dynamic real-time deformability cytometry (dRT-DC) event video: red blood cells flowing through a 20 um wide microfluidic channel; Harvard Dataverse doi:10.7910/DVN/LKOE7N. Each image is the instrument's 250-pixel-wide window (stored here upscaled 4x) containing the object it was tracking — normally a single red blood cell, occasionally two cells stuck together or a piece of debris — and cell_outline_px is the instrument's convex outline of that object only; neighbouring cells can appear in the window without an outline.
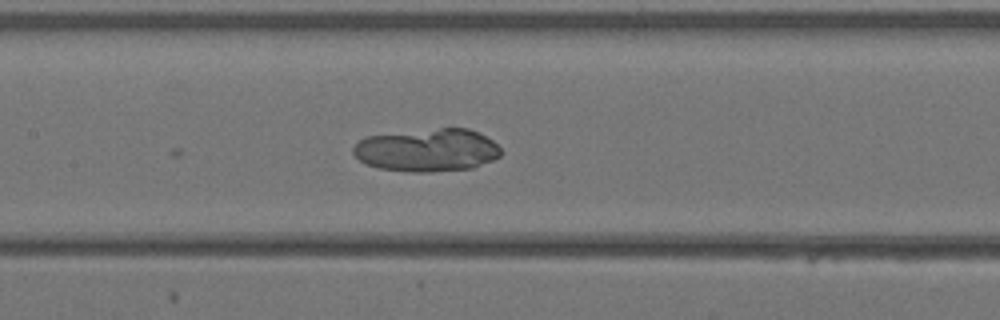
{"species": "Egyptian fruit bat (a non-hibernating species)", "species_latin": "Rousettus aegyptiacus", "temperature_condition": "warm", "stored_images_in_passage": 19, "camera_frame_rate_fps": 3000, "um_per_image_px": 0.085, "animal": {"sex": "female"}, "frame": {"image": 1, "passage_image": 19, "time_ms": 6.0, "image_size_px": [1000, 320], "cell_outline_px": [[504, 152], [500, 156], [492, 160], [472, 168], [428, 172], [412, 172], [380, 168], [368, 164], [360, 160], [352, 152], [352, 148], [364, 136], [440, 128], [468, 128], [492, 140]], "centroid_in_image_um": [36.32, 12.76], "position_along_channel_um": 171.1, "area_um2": 36.7}}